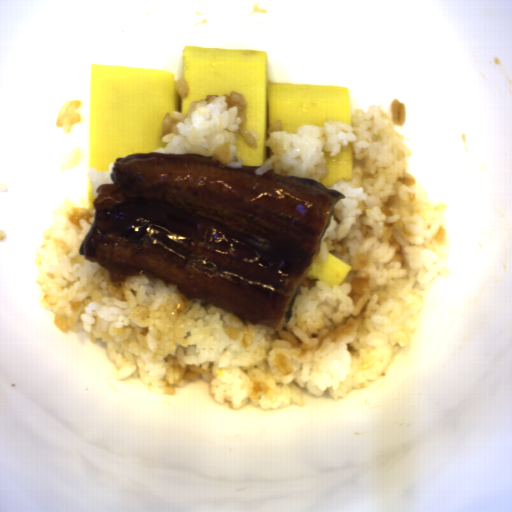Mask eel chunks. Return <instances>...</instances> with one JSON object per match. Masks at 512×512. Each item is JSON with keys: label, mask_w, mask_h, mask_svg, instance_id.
Segmentation results:
<instances>
[{"label": "eel chunks", "mask_w": 512, "mask_h": 512, "mask_svg": "<svg viewBox=\"0 0 512 512\" xmlns=\"http://www.w3.org/2000/svg\"><path fill=\"white\" fill-rule=\"evenodd\" d=\"M260 166L188 153L117 157L78 255L110 282L159 278L189 300L284 330L347 195Z\"/></svg>", "instance_id": "1"}]
</instances>
